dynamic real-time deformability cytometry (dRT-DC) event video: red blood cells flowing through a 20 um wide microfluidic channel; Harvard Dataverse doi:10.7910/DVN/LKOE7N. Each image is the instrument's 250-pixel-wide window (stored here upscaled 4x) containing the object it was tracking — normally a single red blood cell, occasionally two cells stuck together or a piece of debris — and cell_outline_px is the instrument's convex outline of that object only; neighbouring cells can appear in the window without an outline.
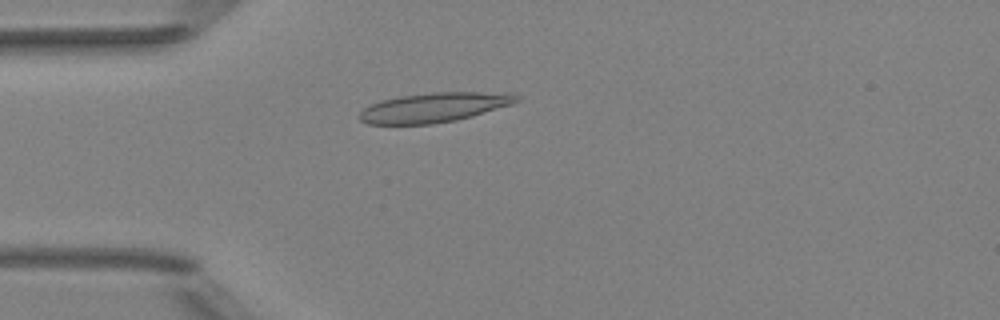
{"species": "Egyptian fruit bat (a non-hibernating species)", "species_latin": "Rousettus aegyptiacus", "temperature_condition": "room temperature", "stored_images_in_passage": 39, "camera_frame_rate_fps": 3000, "um_per_image_px": 0.085, "animal": {"sex": "female"}, "frame": {"image": 1, "passage_image": 2, "time_ms": 0.333, "image_size_px": [1000, 320], "cell_outline_px": [[520, 100], [512, 104], [472, 116], [456, 120], [432, 124], [368, 124], [360, 120], [356, 116], [364, 108], [380, 100], [400, 96], [432, 92], [508, 92], [520, 96]], "centroid_in_image_um": [36.91, 9.12], "position_along_channel_um": 48.1, "area_um2": 27.22}}
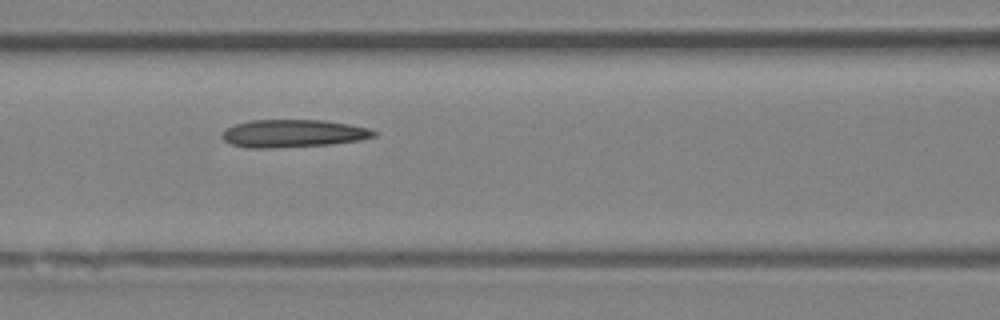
{"frame": {"image": 2, "passage_image": 10, "time_ms": 3.0, "image_size_px": [1000, 320], "cell_outline_px": [[376, 136], [360, 140], [332, 144], [276, 148], [248, 148], [232, 144], [224, 140], [220, 136], [228, 128], [236, 124], [248, 120], [324, 120], [348, 124], [368, 128], [376, 132]], "centroid_in_image_um": [24.92, 11.35], "position_along_channel_um": 141.7, "area_um2": 24.51}}
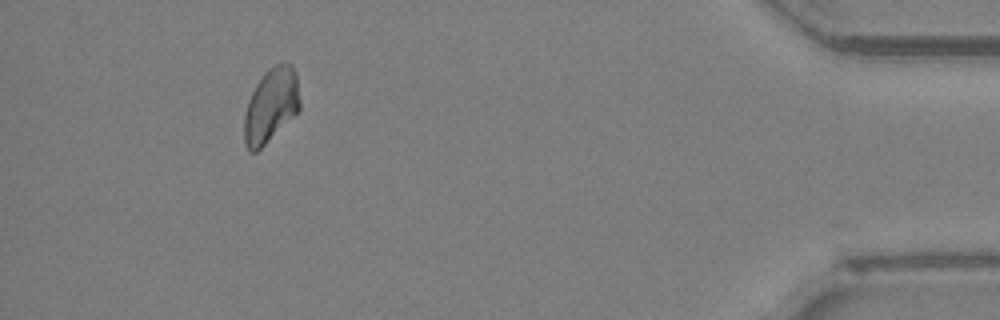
{"frame": {"image": 3, "passage_image": 35, "time_ms": 11.333, "image_size_px": [1000, 320], "cell_outline_px": [[300, 108], [256, 152], [248, 152], [244, 144], [244, 116], [248, 100], [256, 84], [264, 72], [268, 68], [276, 64], [288, 64], [296, 72], [300, 100]], "centroid_in_image_um": [23.0, 8.95], "position_along_channel_um": 412.2, "area_um2": 23.64}, "authors_computed_cell_mechanics": {"area_um2": 24.0448, "velocity_mm_per_s": 3.9991, "shape_relaxation_time_tau1_ms": 4.8789, "shape_relaxation_time_tau2_ms": 3.8199, "deformation_change_tau1": 0.1229, "deformation_change_tau2": 0.1215}}